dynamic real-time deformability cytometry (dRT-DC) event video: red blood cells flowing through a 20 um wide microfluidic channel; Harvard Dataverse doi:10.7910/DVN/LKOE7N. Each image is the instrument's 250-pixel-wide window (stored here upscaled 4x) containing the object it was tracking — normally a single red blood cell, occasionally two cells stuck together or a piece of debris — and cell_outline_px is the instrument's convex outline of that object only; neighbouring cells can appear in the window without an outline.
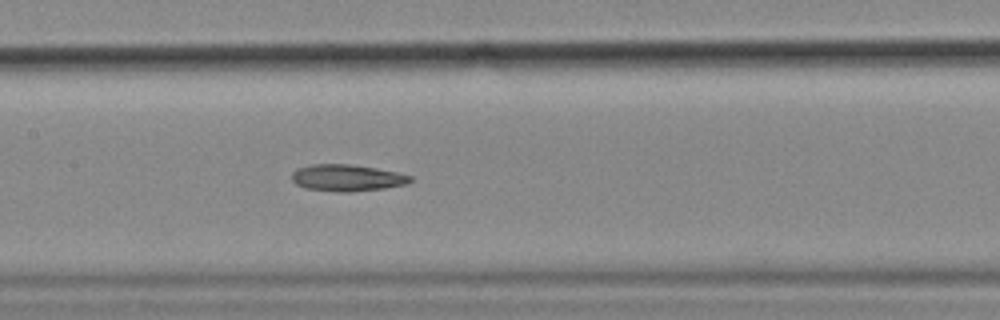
{"species": "common noctule bat (a hibernating species)", "species_latin": "Nyctalus noctula", "temperature_condition": "cold", "stored_images_in_passage": 19, "camera_frame_rate_fps": 3000, "um_per_image_px": 0.085, "animal": {"sex": "female", "body_mass_g": 18.4}, "frame": {"image": 1, "passage_image": 16, "time_ms": 5.0, "image_size_px": [1000, 320], "cell_outline_px": [[412, 180], [408, 184], [384, 188], [352, 192], [340, 192], [304, 188], [296, 184], [292, 180], [292, 172], [296, 168], [312, 164], [348, 164], [376, 168], [400, 172], [412, 176]], "centroid_in_image_um": [29.51, 15.11], "position_along_channel_um": 177.9, "area_um2": 18.61}}